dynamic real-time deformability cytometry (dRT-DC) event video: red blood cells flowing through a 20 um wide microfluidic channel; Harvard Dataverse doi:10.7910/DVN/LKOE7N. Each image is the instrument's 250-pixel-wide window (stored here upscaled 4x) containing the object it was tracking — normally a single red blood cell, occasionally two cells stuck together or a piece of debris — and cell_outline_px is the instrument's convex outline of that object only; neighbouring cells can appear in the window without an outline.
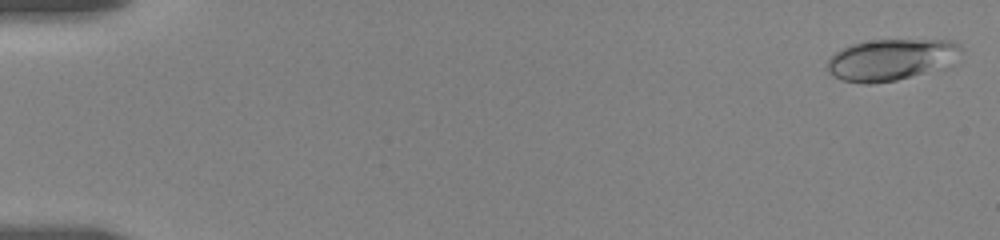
{"species": "human", "species_latin": "Homo sapiens", "temperature_condition": "room temperature", "stored_images_in_passage": 15, "camera_frame_rate_fps": 3000, "um_per_image_px": 0.085, "donor": {"sex": "female"}, "frame": {"image": 1, "passage_image": 2, "time_ms": 0.333, "image_size_px": [1000, 240], "cell_outline_px": [[964, 52], [920, 72], [896, 80], [868, 84], [864, 84], [844, 80], [828, 72], [828, 60], [836, 52], [852, 44], [872, 40], [952, 40], [960, 44], [964, 48]], "centroid_in_image_um": [75.64, 5.03], "position_along_channel_um": 9.4, "area_um2": 30.81}}
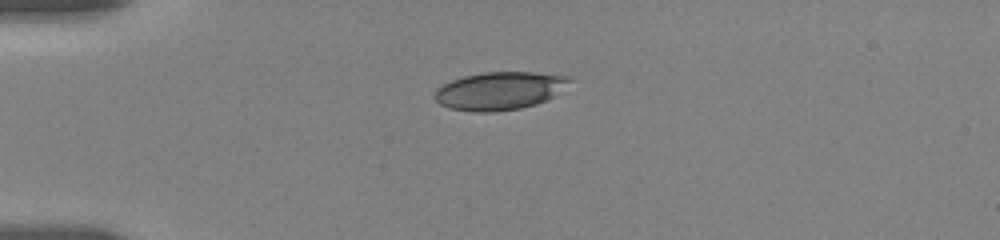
{"frame": {"image": 2, "passage_image": 11, "time_ms": 4.667, "image_size_px": [1000, 240], "cell_outline_px": [[576, 80], [552, 96], [536, 104], [520, 108], [492, 112], [476, 112], [452, 108], [440, 104], [436, 100], [436, 88], [452, 80], [464, 76], [484, 72], [532, 72], [576, 76]], "centroid_in_image_um": [42.54, 7.69], "position_along_channel_um": 42.5, "area_um2": 29.82}}